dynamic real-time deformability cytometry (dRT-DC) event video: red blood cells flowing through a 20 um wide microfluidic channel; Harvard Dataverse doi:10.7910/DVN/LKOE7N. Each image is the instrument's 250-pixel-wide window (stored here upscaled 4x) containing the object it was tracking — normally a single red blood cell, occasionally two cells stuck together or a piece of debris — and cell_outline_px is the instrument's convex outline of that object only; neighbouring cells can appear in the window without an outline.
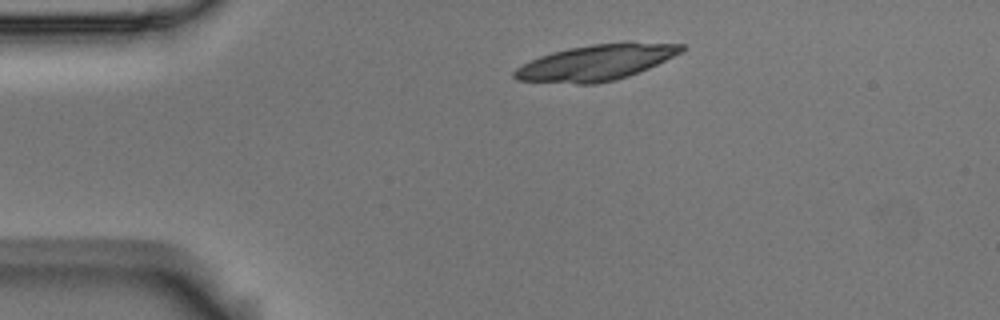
{"species": "Egyptian fruit bat (a non-hibernating species)", "species_latin": "Rousettus aegyptiacus", "temperature_condition": "room temperature", "stored_images_in_passage": 2, "camera_frame_rate_fps": 3000, "um_per_image_px": 0.085, "animal": {"sex": "male"}, "frame": {"image": 1, "passage_image": 1, "time_ms": 0.0, "image_size_px": [1000, 320], "cell_outline_px": [[684, 48], [680, 52], [648, 68], [628, 76], [596, 84], [576, 84], [516, 80], [512, 76], [512, 72], [516, 68], [540, 56], [552, 52], [568, 48], [592, 44], [624, 40], [628, 40], [684, 44]], "centroid_in_image_um": [50.68, 5.29], "position_along_channel_um": 34.3, "area_um2": 35.08}}